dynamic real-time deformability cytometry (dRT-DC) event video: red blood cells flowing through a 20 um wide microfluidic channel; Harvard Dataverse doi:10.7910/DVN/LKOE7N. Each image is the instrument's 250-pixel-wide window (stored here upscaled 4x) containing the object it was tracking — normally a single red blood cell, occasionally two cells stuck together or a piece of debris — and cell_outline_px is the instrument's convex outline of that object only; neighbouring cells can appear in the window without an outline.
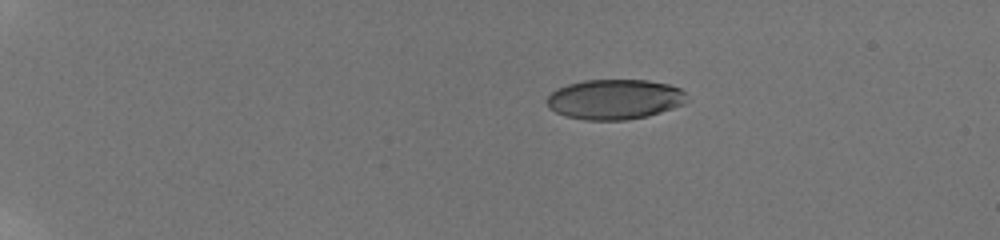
{"species": "human", "species_latin": "Homo sapiens", "temperature_condition": "room temperature", "stored_images_in_passage": 37, "camera_frame_rate_fps": 3000, "um_per_image_px": 0.085, "donor": {"sex": "male"}, "frame": {"image": 1, "passage_image": 1, "time_ms": 0.0, "image_size_px": [1000, 240], "cell_outline_px": [[688, 100], [684, 104], [648, 116], [624, 120], [584, 120], [568, 116], [556, 112], [544, 100], [556, 88], [568, 84], [584, 80], [648, 80], [668, 84], [680, 88], [684, 92]], "centroid_in_image_um": [52.25, 8.43], "position_along_channel_um": 32.7, "area_um2": 32.66}}
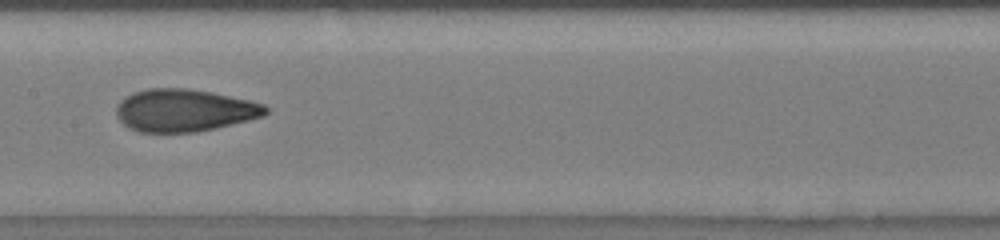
{"frame": {"image": 2, "passage_image": 18, "time_ms": 7.0, "image_size_px": [1000, 240], "cell_outline_px": [[268, 112], [264, 116], [216, 128], [196, 132], [140, 132], [128, 128], [116, 116], [116, 108], [120, 100], [132, 92], [148, 88], [188, 88], [212, 92], [248, 100], [264, 104], [268, 108]], "centroid_in_image_um": [15.65, 9.38], "position_along_channel_um": 191.8, "area_um2": 37.05}}
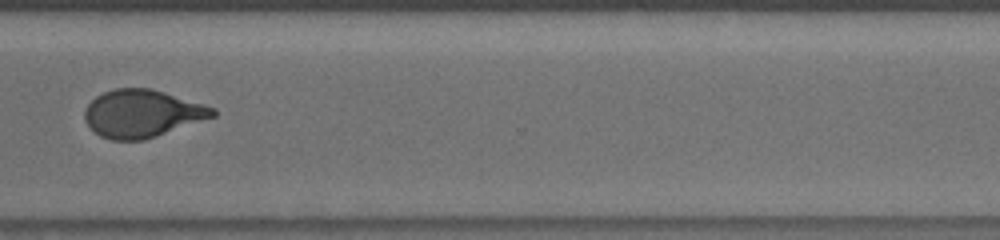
{"frame": {"image": 3, "passage_image": 29, "time_ms": 11.333, "image_size_px": [1000, 240], "cell_outline_px": [[216, 116], [144, 140], [112, 140], [100, 136], [84, 120], [84, 108], [96, 96], [104, 92], [116, 88], [148, 88], [164, 92], [216, 108]], "centroid_in_image_um": [12.07, 9.65], "position_along_channel_um": 358.5, "area_um2": 35.32}, "authors_computed_cell_mechanics": {"area_um2": 35.547, "velocity_mm_per_s": 3.8603, "shape_relaxation_time_tau1_ms": 3.1868, "shape_relaxation_time_tau2_ms": 1.0515, "deformation_change_tau1": 0.162, "deformation_change_tau2": 0.0651}}